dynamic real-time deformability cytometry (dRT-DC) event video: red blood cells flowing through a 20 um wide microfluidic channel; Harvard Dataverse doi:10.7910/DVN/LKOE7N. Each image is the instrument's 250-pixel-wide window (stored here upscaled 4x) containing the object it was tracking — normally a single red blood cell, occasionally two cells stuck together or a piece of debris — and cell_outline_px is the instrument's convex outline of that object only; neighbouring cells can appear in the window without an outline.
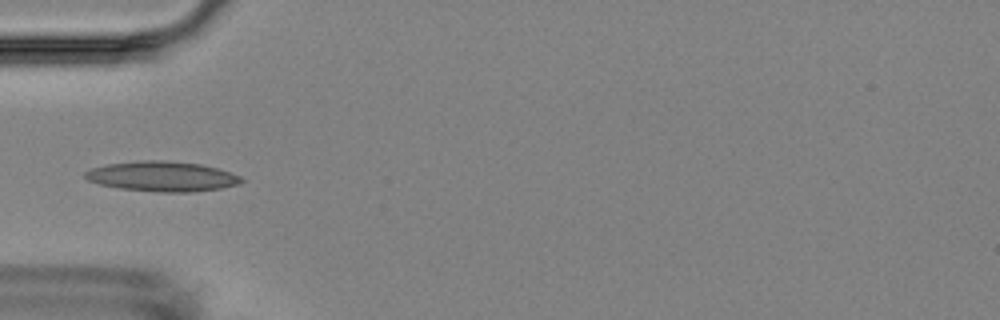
{"species": "Egyptian fruit bat (a non-hibernating species)", "species_latin": "Rousettus aegyptiacus", "temperature_condition": "room temperature", "stored_images_in_passage": 15, "camera_frame_rate_fps": 3000, "um_per_image_px": 0.085, "animal": {"sex": "female"}, "frame": {"image": 1, "passage_image": 5, "time_ms": 4.667, "image_size_px": [1000, 320], "cell_outline_px": [[244, 180], [240, 184], [220, 188], [192, 192], [160, 192], [120, 188], [100, 184], [88, 180], [84, 176], [84, 172], [92, 168], [108, 164], [140, 160], [164, 160], [200, 164], [216, 168], [240, 176]], "centroid_in_image_um": [13.78, 14.99], "position_along_channel_um": 71.2, "area_um2": 27.17}}
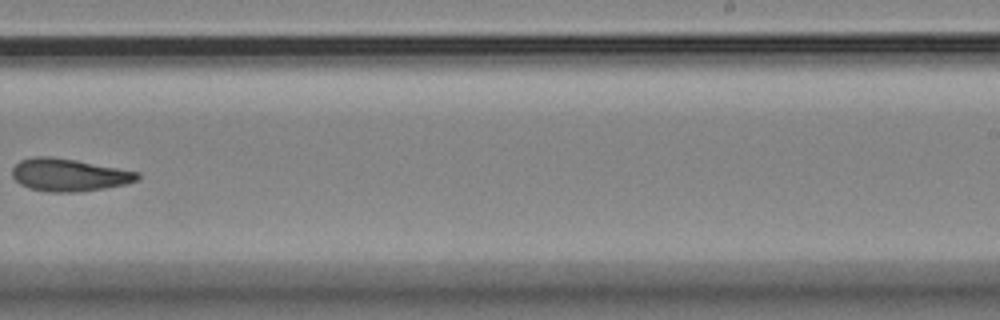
{"frame": {"image": 2, "passage_image": 10, "time_ms": 10.667, "image_size_px": [1000, 320], "cell_outline_px": [[140, 176], [136, 180], [124, 184], [104, 188], [76, 192], [48, 192], [28, 188], [20, 184], [12, 176], [12, 168], [20, 160], [32, 156], [48, 156], [76, 160], [140, 172]], "centroid_in_image_um": [5.82, 14.86], "position_along_channel_um": 283.2, "area_um2": 23.76}}
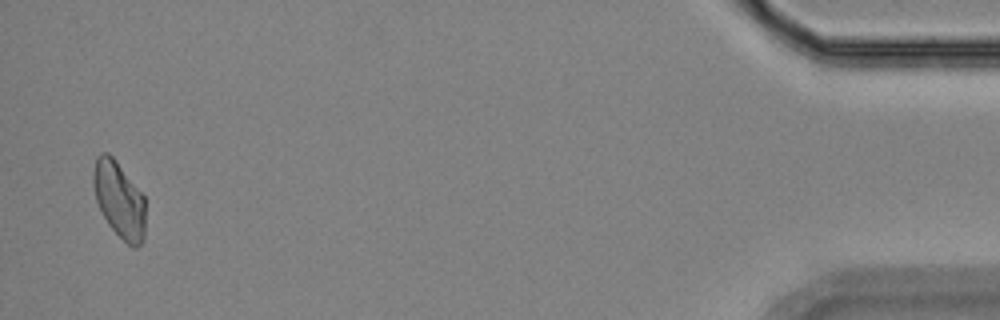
{"frame": {"image": 3, "passage_image": 15, "time_ms": 17.0, "image_size_px": [1000, 320], "cell_outline_px": [[144, 236], [140, 244], [136, 248], [132, 248], [108, 224], [96, 200], [92, 180], [92, 172], [96, 156], [100, 152], [108, 152], [116, 160], [144, 196]], "centroid_in_image_um": [10.11, 16.93], "position_along_channel_um": 425.1, "area_um2": 23.0}, "authors_computed_cell_mechanics": {"area_um2": 23.7558, "velocity_mm_per_s": 3.5289, "shape_relaxation_time_tau1_ms": 6.9675, "shape_relaxation_time_tau2_ms": 5.2523, "deformation_change_tau1": 0.1498, "deformation_change_tau2": 0.127}}